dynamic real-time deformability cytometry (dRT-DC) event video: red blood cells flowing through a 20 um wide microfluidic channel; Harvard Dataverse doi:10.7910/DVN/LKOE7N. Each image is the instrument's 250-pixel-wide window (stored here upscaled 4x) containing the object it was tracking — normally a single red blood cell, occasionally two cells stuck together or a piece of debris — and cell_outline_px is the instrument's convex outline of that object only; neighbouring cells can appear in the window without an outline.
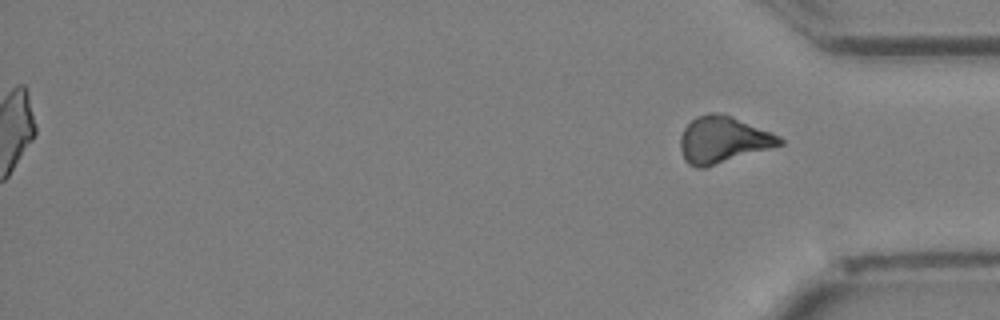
{"species": "Egyptian fruit bat (a non-hibernating species)", "species_latin": "Rousettus aegyptiacus", "temperature_condition": "cold", "stored_images_in_passage": 35, "segment_of_instrument_passage": [2, 2], "camera_frame_rate_fps": 3000, "um_per_image_px": 0.085, "animal": {"sex": "female"}, "frame": {"image": 1, "passage_image": 35, "time_ms": 11.333, "image_size_px": [1000, 320], "cell_outline_px": [[784, 144], [704, 168], [696, 168], [688, 164], [684, 160], [680, 148], [680, 136], [684, 128], [696, 116], [708, 112], [712, 112], [732, 116], [772, 132], [780, 136], [784, 140]], "centroid_in_image_um": [61.44, 11.88], "position_along_channel_um": 373.8, "area_um2": 27.05}}